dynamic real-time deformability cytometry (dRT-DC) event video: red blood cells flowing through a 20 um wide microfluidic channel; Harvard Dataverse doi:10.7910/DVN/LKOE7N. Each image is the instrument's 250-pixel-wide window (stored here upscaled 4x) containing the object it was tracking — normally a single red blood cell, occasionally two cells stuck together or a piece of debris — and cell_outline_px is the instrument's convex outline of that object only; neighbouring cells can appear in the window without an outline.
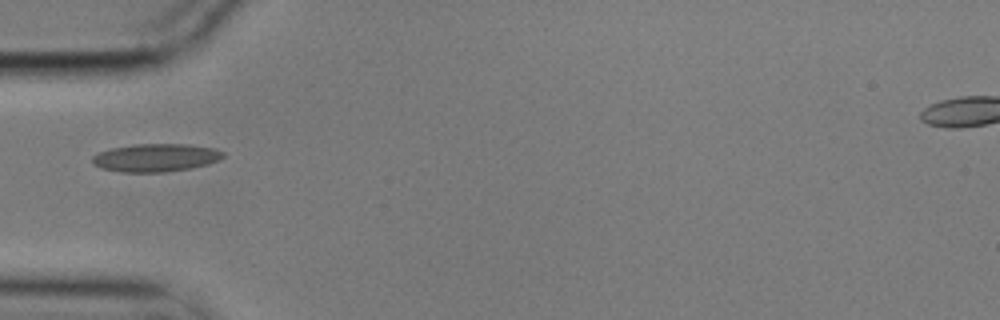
{"species": "common noctule bat (a hibernating species)", "species_latin": "Nyctalus noctula", "temperature_condition": "cold", "stored_images_in_passage": 39, "camera_frame_rate_fps": 3000, "um_per_image_px": 0.085, "animal": {"sex": "male", "body_mass_g": 17.9}, "frame": {"image": 1, "passage_image": 1, "time_ms": 0.0, "image_size_px": [1000, 320], "cell_outline_px": [[224, 156], [220, 160], [208, 164], [192, 168], [164, 172], [120, 172], [100, 168], [92, 164], [92, 156], [100, 152], [112, 148], [136, 144], [188, 144], [216, 148], [224, 152]], "centroid_in_image_um": [13.26, 13.4], "position_along_channel_um": 71.7, "area_um2": 21.5}}
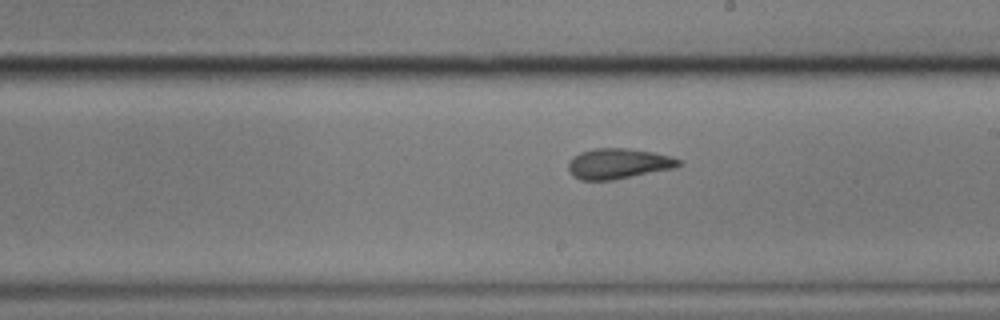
{"frame": {"image": 2, "passage_image": 15, "time_ms": 4.667, "image_size_px": [1000, 320], "cell_outline_px": [[680, 164], [676, 168], [612, 180], [580, 180], [572, 176], [568, 168], [568, 164], [572, 156], [580, 152], [592, 148], [628, 148], [656, 152], [672, 156], [680, 160]], "centroid_in_image_um": [52.55, 13.9], "position_along_channel_um": 236.4, "area_um2": 19.83}}
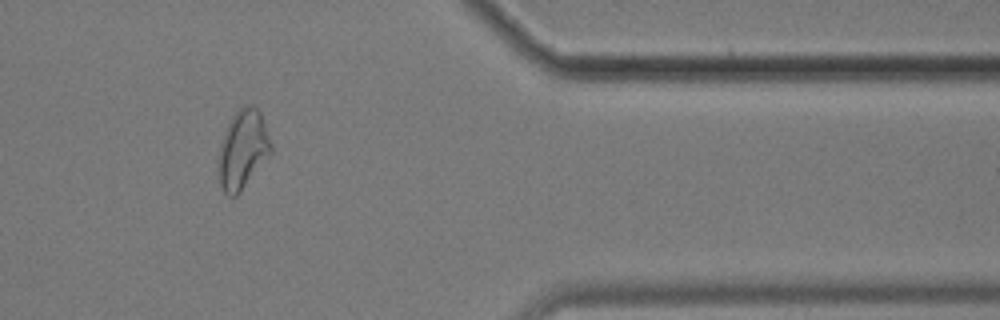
{"frame": {"image": 3, "passage_image": 30, "time_ms": 9.667, "image_size_px": [1000, 320], "cell_outline_px": [[272, 152], [240, 192], [236, 196], [228, 196], [220, 188], [216, 172], [216, 160], [220, 144], [224, 132], [232, 116], [240, 108], [248, 104], [252, 104], [260, 112], [272, 144]], "centroid_in_image_um": [20.59, 12.74], "position_along_channel_um": 390.8, "area_um2": 24.51}, "authors_computed_cell_mechanics": {"area_um2": 19.8254, "velocity_mm_per_s": 3.5156, "shape_relaxation_time_tau1_ms": 3.8664, "shape_relaxation_time_tau2_ms": 1.4594, "deformation_change_tau1": 0.1354, "deformation_change_tau2": 0.0862}}